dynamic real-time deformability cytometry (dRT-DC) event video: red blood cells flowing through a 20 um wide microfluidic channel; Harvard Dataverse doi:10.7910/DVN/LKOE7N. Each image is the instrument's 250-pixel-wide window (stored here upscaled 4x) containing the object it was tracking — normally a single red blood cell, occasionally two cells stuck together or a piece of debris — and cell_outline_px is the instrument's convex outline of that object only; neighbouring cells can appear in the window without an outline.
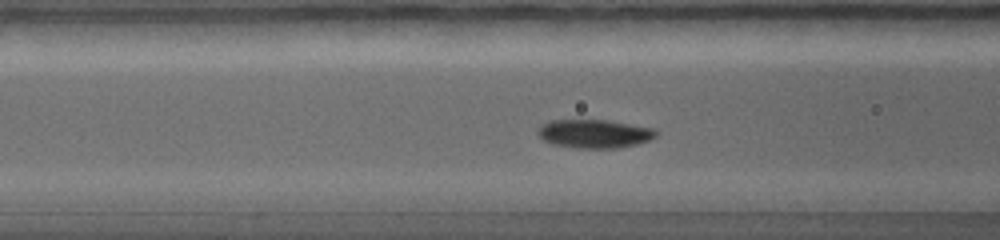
{"species": "common noctule bat (a hibernating species)", "species_latin": "Nyctalus noctula", "temperature_condition": "warm", "stored_images_in_passage": 31, "camera_frame_rate_fps": 5000, "um_per_image_px": 0.085, "animal": {"sex": "female", "body_mass_g": 19.0, "forearm_length_mm": 56.7}, "frame": {"image": 1, "passage_image": 12, "time_ms": 3.2, "image_size_px": [1000, 240], "cell_outline_px": [[656, 132], [648, 140], [636, 144], [616, 148], [588, 148], [560, 144], [548, 140], [540, 136], [540, 128], [544, 124], [556, 120], [600, 120], [648, 128]], "centroid_in_image_um": [50.53, 11.36], "position_along_channel_um": 116.1, "area_um2": 18.15}}
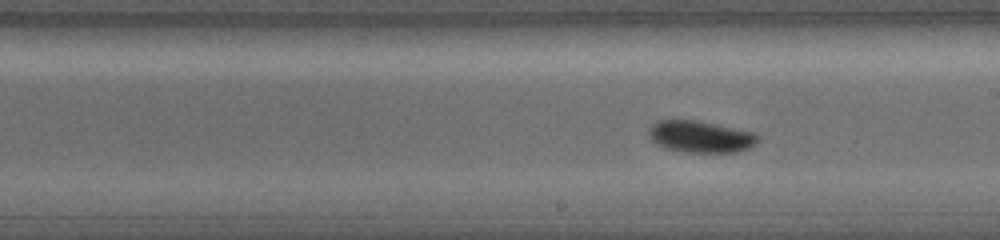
{"frame": {"image": 2, "passage_image": 19, "time_ms": 5.2, "image_size_px": [1000, 240], "cell_outline_px": [[756, 140], [752, 144], [744, 148], [732, 152], [692, 152], [672, 148], [660, 144], [652, 136], [652, 128], [656, 124], [664, 120], [692, 120], [748, 132], [756, 136]], "centroid_in_image_um": [59.55, 11.62], "position_along_channel_um": 229.4, "area_um2": 18.21}}
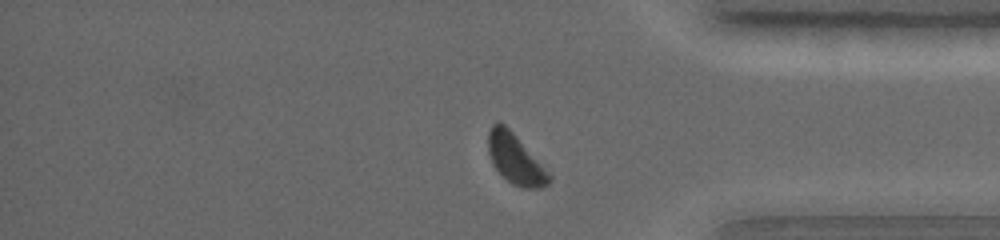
{"frame": {"image": 3, "passage_image": 29, "time_ms": 8.2, "image_size_px": [1000, 240], "cell_outline_px": [[552, 180], [548, 184], [536, 188], [524, 188], [512, 184], [496, 168], [488, 152], [488, 132], [492, 124], [504, 124], [512, 132], [552, 176]], "centroid_in_image_um": [43.81, 13.54], "position_along_channel_um": 391.4, "area_um2": 17.05}}